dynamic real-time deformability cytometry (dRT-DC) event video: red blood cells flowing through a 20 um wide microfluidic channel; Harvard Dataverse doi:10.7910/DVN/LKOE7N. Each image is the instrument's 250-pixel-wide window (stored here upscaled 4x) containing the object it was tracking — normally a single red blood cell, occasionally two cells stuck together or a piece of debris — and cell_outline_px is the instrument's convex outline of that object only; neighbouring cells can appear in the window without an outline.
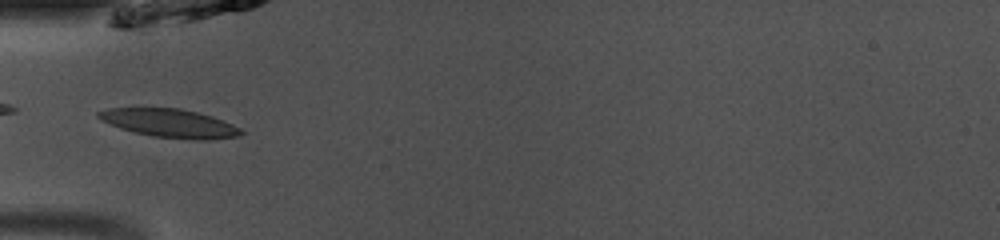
{"species": "common noctule bat (a hibernating species)", "species_latin": "Nyctalus noctula", "temperature_condition": "room temperature", "stored_images_in_passage": 21, "camera_frame_rate_fps": 3000, "um_per_image_px": 0.085, "animal": {"sex": "male", "body_mass_g": 13.0, "forearm_length_mm": 53.1}, "frame": {"image": 1, "passage_image": 1, "time_ms": 0.0, "image_size_px": [1000, 240], "cell_outline_px": [[244, 132], [236, 136], [208, 140], [196, 140], [152, 136], [120, 128], [100, 120], [96, 116], [96, 112], [108, 108], [180, 108], [212, 116], [232, 124], [240, 128]], "centroid_in_image_um": [14.4, 10.47], "position_along_channel_um": 70.6, "area_um2": 23.52}}
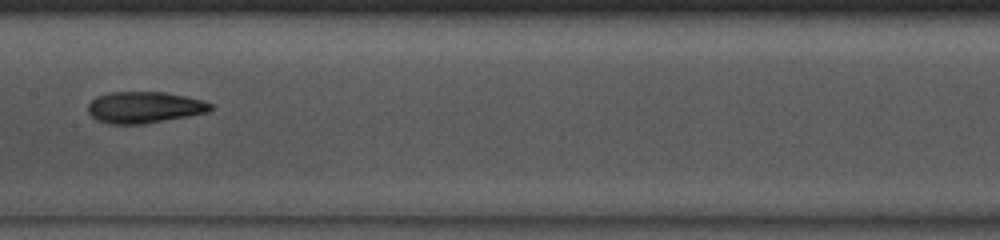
{"frame": {"image": 2, "passage_image": 10, "time_ms": 3.0, "image_size_px": [1000, 240], "cell_outline_px": [[212, 108], [208, 112], [188, 116], [144, 124], [108, 124], [96, 120], [88, 112], [88, 104], [96, 96], [108, 92], [164, 92], [184, 96], [200, 100], [212, 104]], "centroid_in_image_um": [12.22, 9.13], "position_along_channel_um": 195.2, "area_um2": 22.43}}
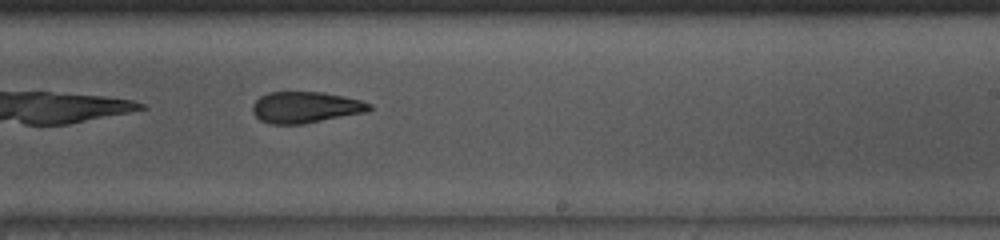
{"frame": {"image": 3, "passage_image": 15, "time_ms": 4.667, "image_size_px": [1000, 240], "cell_outline_px": [[372, 108], [368, 112], [300, 124], [272, 124], [260, 120], [252, 112], [252, 104], [260, 96], [268, 92], [324, 92], [344, 96], [360, 100], [372, 104]], "centroid_in_image_um": [25.97, 9.11], "position_along_channel_um": 263.0, "area_um2": 21.33}}